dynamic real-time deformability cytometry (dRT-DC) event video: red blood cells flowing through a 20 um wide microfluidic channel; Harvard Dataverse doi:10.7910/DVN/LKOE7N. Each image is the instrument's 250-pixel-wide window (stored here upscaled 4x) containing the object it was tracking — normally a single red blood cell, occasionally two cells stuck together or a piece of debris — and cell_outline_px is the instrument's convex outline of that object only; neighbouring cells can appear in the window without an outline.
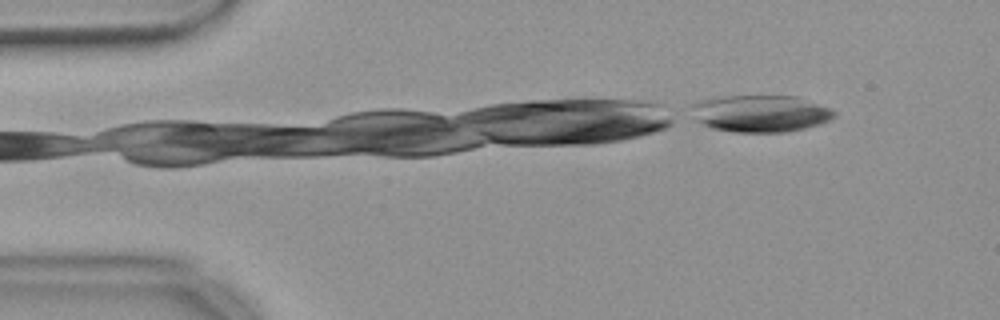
{"species": "common noctule bat (a hibernating species)", "species_latin": "Nyctalus noctula", "temperature_condition": "warm", "stored_images_in_passage": 6, "camera_frame_rate_fps": 3000, "um_per_image_px": 0.085, "animal": {"sex": "female", "body_mass_g": 18.4}, "frame": {"image": 1, "passage_image": 1, "time_ms": 0.0, "image_size_px": [1000, 320], "cell_outline_px": [[836, 116], [820, 124], [804, 128], [784, 132], [732, 132], [712, 128], [696, 120], [692, 104], [700, 100], [724, 96], [796, 96], [828, 108], [836, 112]], "centroid_in_image_um": [64.63, 9.65], "position_along_channel_um": 20.4, "area_um2": 30.4}}